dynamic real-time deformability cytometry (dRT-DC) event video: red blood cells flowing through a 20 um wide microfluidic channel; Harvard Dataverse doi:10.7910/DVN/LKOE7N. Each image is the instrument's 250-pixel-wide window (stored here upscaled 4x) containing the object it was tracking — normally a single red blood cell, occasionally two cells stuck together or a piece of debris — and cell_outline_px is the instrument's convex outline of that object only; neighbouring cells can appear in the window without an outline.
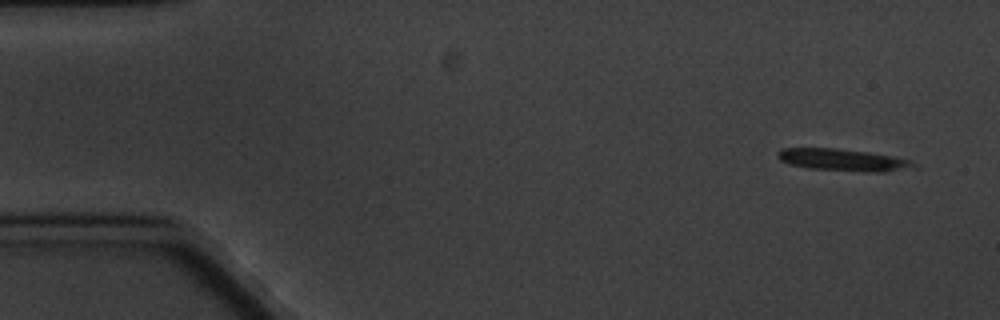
{"species": "common noctule bat (a hibernating species)", "species_latin": "Nyctalus noctula", "temperature_condition": "cold", "stored_images_in_passage": 5, "camera_frame_rate_fps": 3000, "um_per_image_px": 0.085, "animal": {"sex": "male", "body_mass_g": 20.1, "forearm_length_mm": 53.5}, "frame": {"image": 1, "passage_image": 1, "time_ms": 0.0, "image_size_px": [1000, 320], "cell_outline_px": [[916, 168], [884, 172], [864, 172], [808, 168], [788, 164], [780, 160], [776, 156], [780, 148], [836, 148], [868, 152], [896, 156], [908, 160], [916, 164]], "centroid_in_image_um": [71.66, 13.6], "position_along_channel_um": 13.3, "area_um2": 17.69}}
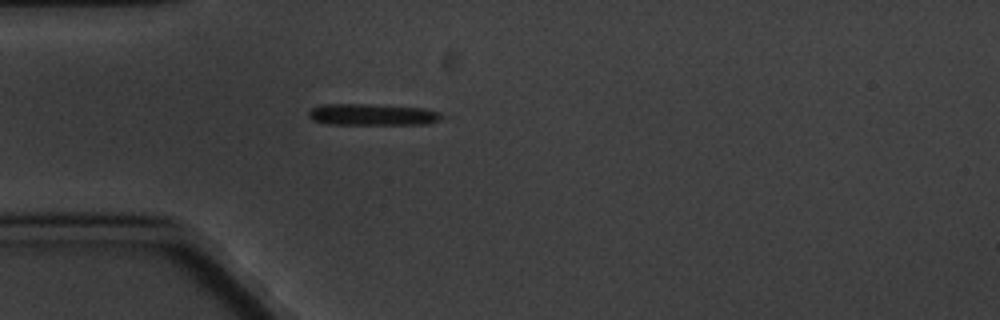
{"frame": {"image": 2, "passage_image": 4, "time_ms": 4.333, "image_size_px": [1000, 320], "cell_outline_px": [[444, 116], [428, 124], [328, 124], [312, 120], [308, 116], [308, 112], [312, 108], [320, 104], [364, 104], [424, 108], [440, 112]], "centroid_in_image_um": [31.61, 9.74], "position_along_channel_um": 53.4, "area_um2": 16.65}}